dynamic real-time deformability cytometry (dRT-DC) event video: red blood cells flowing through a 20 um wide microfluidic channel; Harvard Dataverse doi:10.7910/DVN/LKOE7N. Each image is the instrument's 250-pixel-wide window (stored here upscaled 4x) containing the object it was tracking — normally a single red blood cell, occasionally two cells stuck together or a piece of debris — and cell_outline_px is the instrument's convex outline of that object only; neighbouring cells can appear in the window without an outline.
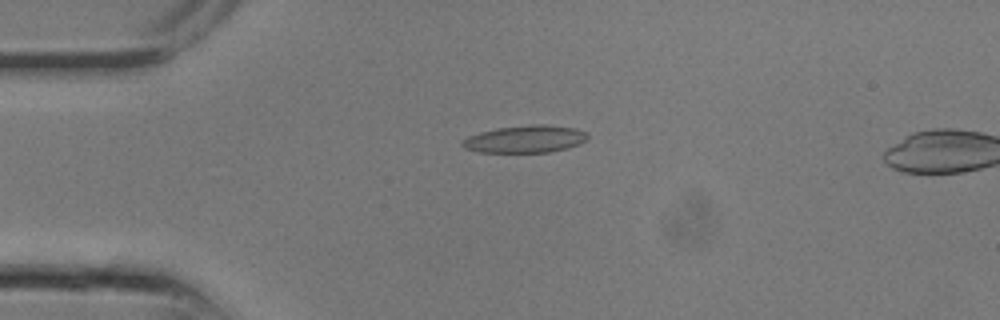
{"species": "common noctule bat (a hibernating species)", "species_latin": "Nyctalus noctula", "temperature_condition": "room temperature", "stored_images_in_passage": 7, "camera_frame_rate_fps": 3000, "um_per_image_px": 0.085, "animal": {"sex": "male", "body_mass_g": 13.3}, "frame": {"image": 1, "passage_image": 6, "time_ms": 1.667, "image_size_px": [1000, 320], "cell_outline_px": [[588, 136], [580, 144], [568, 148], [548, 152], [480, 152], [464, 148], [460, 144], [468, 136], [480, 132], [496, 128], [532, 124], [540, 124], [576, 128], [588, 132]], "centroid_in_image_um": [44.65, 11.82], "position_along_channel_um": 40.3, "area_um2": 19.94}}